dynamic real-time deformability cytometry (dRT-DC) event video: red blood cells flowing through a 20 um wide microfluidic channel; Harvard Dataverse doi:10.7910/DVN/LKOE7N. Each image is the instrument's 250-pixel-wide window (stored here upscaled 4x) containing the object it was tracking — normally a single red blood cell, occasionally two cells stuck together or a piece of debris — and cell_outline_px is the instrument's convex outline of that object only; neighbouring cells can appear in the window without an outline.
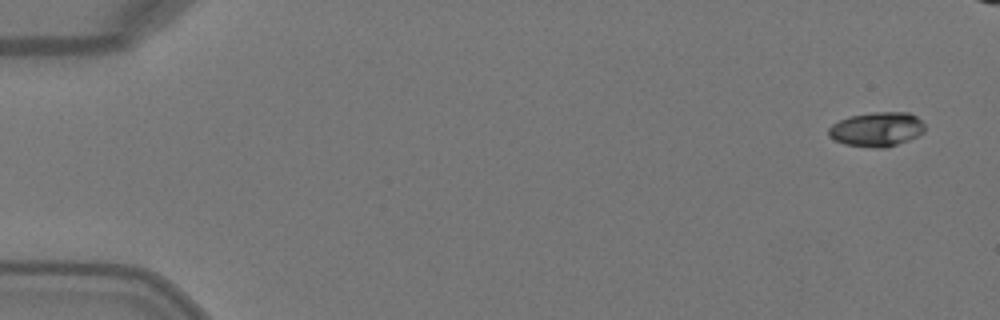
{"species": "Egyptian fruit bat (a non-hibernating species)", "species_latin": "Rousettus aegyptiacus", "temperature_condition": "warm", "stored_images_in_passage": 5, "camera_frame_rate_fps": 3000, "um_per_image_px": 0.085, "animal": {"sex": "female"}, "frame": {"image": 1, "passage_image": 5, "time_ms": 1.333, "image_size_px": [1000, 320], "cell_outline_px": [[924, 132], [908, 140], [884, 148], [872, 148], [844, 144], [828, 136], [828, 128], [832, 124], [848, 116], [872, 112], [908, 112], [916, 116], [924, 124]], "centroid_in_image_um": [74.5, 10.98], "position_along_channel_um": 10.5, "area_um2": 19.31}}